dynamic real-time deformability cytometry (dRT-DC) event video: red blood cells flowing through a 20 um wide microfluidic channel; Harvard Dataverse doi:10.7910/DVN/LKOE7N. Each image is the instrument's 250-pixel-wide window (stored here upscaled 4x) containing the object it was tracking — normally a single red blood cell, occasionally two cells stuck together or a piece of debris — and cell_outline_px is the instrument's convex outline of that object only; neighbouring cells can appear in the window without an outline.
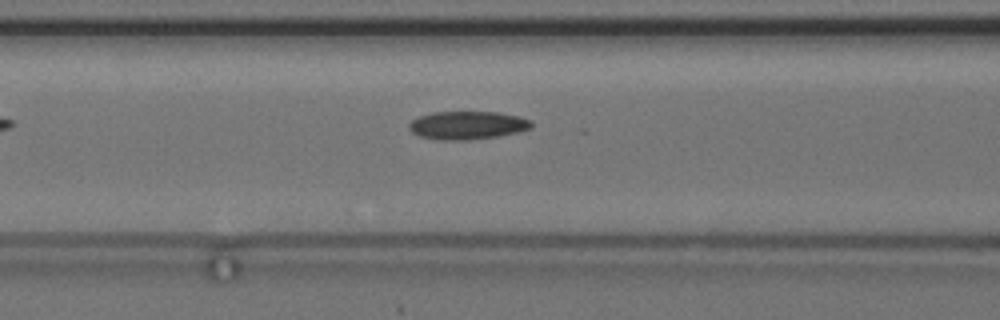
{"species": "common noctule bat (a hibernating species)", "species_latin": "Nyctalus noctula", "temperature_condition": "cold", "stored_images_in_passage": 31, "camera_frame_rate_fps": 3000, "um_per_image_px": 0.085, "animal": {"sex": "female", "body_mass_g": 24.6, "forearm_length_mm": 56.2}, "frame": {"image": 1, "passage_image": 5, "time_ms": 1.333, "image_size_px": [1000, 320], "cell_outline_px": [[532, 124], [528, 128], [520, 132], [496, 136], [468, 140], [440, 140], [420, 136], [412, 132], [408, 128], [408, 124], [412, 120], [420, 116], [432, 112], [496, 112], [520, 116], [532, 120]], "centroid_in_image_um": [39.72, 10.64], "position_along_channel_um": 126.9, "area_um2": 20.06}}